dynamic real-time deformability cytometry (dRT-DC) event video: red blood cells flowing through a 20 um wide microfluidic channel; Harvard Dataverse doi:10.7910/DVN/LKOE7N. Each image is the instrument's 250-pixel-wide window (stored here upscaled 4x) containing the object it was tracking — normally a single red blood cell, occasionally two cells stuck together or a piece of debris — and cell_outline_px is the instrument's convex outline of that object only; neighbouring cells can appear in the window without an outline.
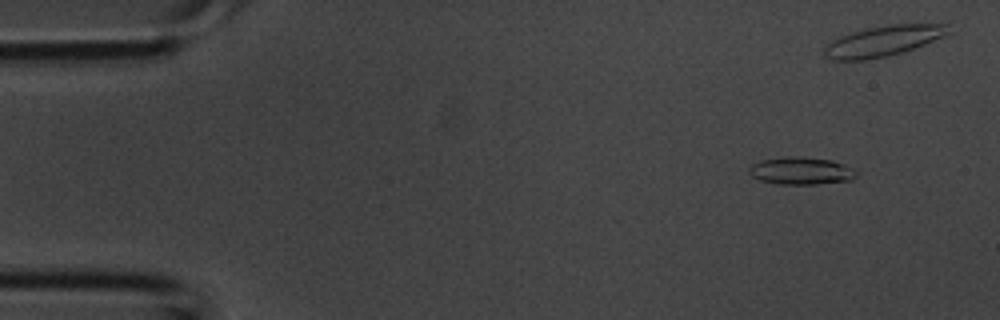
{"species": "common noctule bat (a hibernating species)", "species_latin": "Nyctalus noctula", "temperature_condition": "room temperature", "stored_images_in_passage": 5, "camera_frame_rate_fps": 3000, "um_per_image_px": 0.085, "animal": {"sex": "male", "body_mass_g": 20.1, "forearm_length_mm": 53.5}, "frame": {"image": 1, "passage_image": 2, "time_ms": 0.333, "image_size_px": [1000, 320], "cell_outline_px": [[856, 176], [852, 180], [816, 184], [776, 184], [760, 180], [752, 176], [748, 172], [748, 168], [752, 164], [760, 160], [784, 156], [800, 156], [832, 160], [856, 168]], "centroid_in_image_um": [68.09, 14.51], "position_along_channel_um": 16.9, "area_um2": 17.46}}
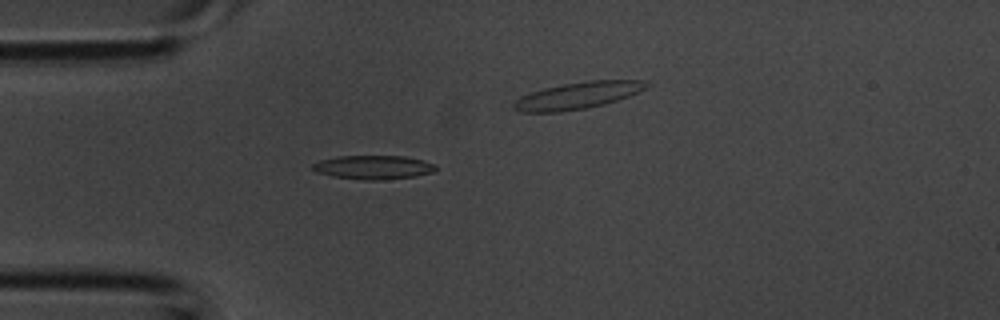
{"frame": {"image": 2, "passage_image": 4, "time_ms": 1.0, "image_size_px": [1000, 320], "cell_outline_px": [[436, 168], [432, 172], [416, 176], [384, 180], [364, 180], [332, 176], [316, 172], [312, 168], [312, 164], [320, 160], [336, 156], [404, 156], [424, 160], [432, 164]], "centroid_in_image_um": [31.7, 14.22], "position_along_channel_um": 53.3, "area_um2": 17.11}}